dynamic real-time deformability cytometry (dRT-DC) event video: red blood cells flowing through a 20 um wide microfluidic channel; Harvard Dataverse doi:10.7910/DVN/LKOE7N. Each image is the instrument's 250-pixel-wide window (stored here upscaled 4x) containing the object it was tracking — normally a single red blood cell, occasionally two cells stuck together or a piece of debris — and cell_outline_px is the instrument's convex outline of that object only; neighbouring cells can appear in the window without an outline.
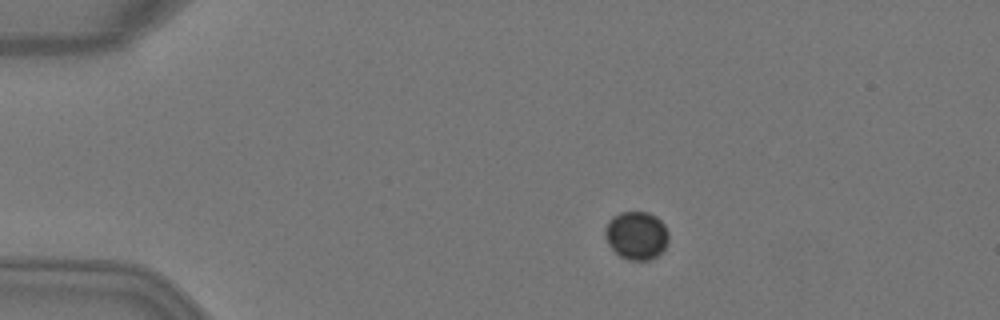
{"species": "Egyptian fruit bat (a non-hibernating species)", "species_latin": "Rousettus aegyptiacus", "temperature_condition": "warm", "stored_images_in_passage": 5, "camera_frame_rate_fps": 3000, "um_per_image_px": 0.085, "animal": {"sex": "female"}, "frame": {"image": 1, "passage_image": 1, "time_ms": 0.0, "image_size_px": [1000, 320], "cell_outline_px": [[668, 240], [664, 248], [652, 260], [628, 260], [620, 256], [608, 244], [604, 236], [604, 228], [608, 220], [612, 216], [620, 212], [648, 212], [656, 216], [664, 224], [668, 232]], "centroid_in_image_um": [54.07, 20.0], "position_along_channel_um": 30.9, "area_um2": 17.98}}